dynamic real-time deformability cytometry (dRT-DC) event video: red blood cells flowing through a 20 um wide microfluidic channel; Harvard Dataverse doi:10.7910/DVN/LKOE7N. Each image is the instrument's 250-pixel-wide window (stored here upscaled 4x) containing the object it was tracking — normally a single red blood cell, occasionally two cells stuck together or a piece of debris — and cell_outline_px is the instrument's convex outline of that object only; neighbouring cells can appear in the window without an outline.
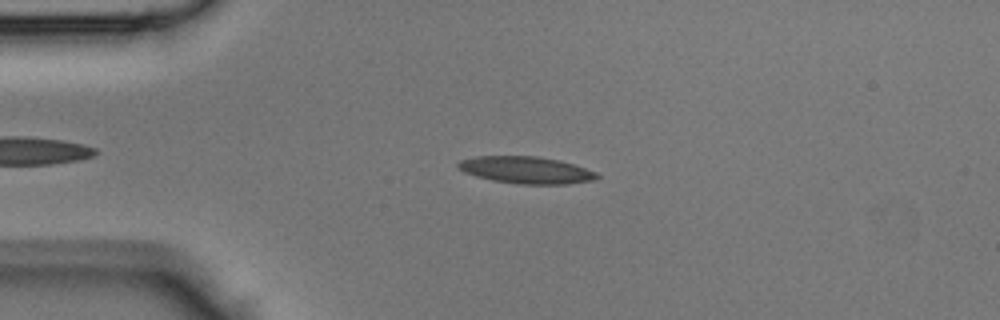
{"species": "Egyptian fruit bat (a non-hibernating species)", "species_latin": "Rousettus aegyptiacus", "temperature_condition": "room temperature", "stored_images_in_passage": 39, "camera_frame_rate_fps": 3000, "um_per_image_px": 0.085, "animal": {"sex": "male"}, "frame": {"image": 1, "passage_image": 10, "time_ms": 3.0, "image_size_px": [1000, 320], "cell_outline_px": [[600, 176], [592, 180], [568, 184], [520, 184], [492, 180], [476, 176], [464, 172], [456, 168], [456, 164], [460, 160], [476, 156], [536, 156], [560, 160], [596, 172]], "centroid_in_image_um": [44.67, 14.45], "position_along_channel_um": 40.3, "area_um2": 21.79}}
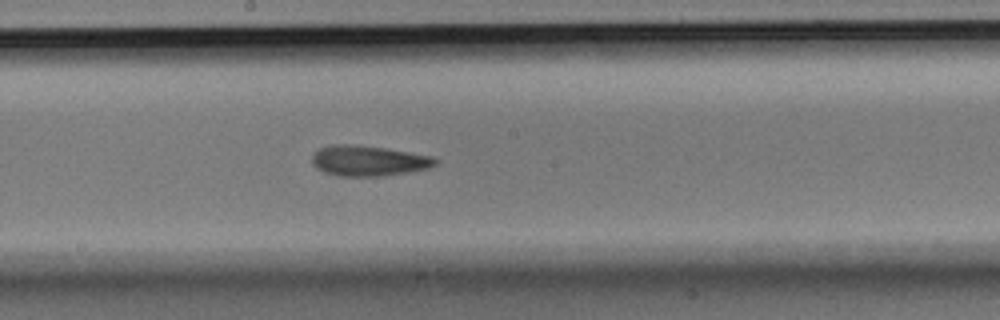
{"frame": {"image": 2, "passage_image": 23, "time_ms": 7.333, "image_size_px": [1000, 320], "cell_outline_px": [[440, 160], [436, 164], [428, 168], [408, 172], [380, 176], [336, 176], [324, 172], [316, 168], [312, 164], [312, 156], [320, 148], [336, 144], [352, 144], [384, 148], [432, 156]], "centroid_in_image_um": [31.31, 13.67], "position_along_channel_um": 216.9, "area_um2": 21.79}}
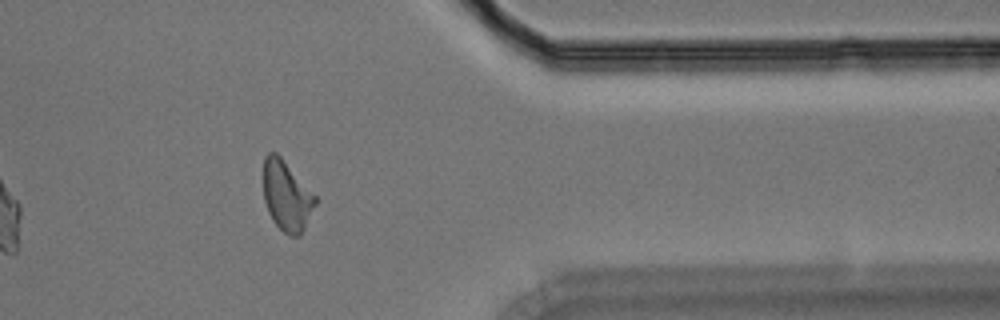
{"frame": {"image": 3, "passage_image": 35, "time_ms": 11.333, "image_size_px": [1000, 320], "cell_outline_px": [[316, 204], [300, 236], [288, 236], [272, 220], [268, 212], [264, 200], [264, 156], [268, 152], [276, 152], [280, 156], [316, 196]], "centroid_in_image_um": [24.35, 16.66], "position_along_channel_um": 387.0, "area_um2": 20.98}}